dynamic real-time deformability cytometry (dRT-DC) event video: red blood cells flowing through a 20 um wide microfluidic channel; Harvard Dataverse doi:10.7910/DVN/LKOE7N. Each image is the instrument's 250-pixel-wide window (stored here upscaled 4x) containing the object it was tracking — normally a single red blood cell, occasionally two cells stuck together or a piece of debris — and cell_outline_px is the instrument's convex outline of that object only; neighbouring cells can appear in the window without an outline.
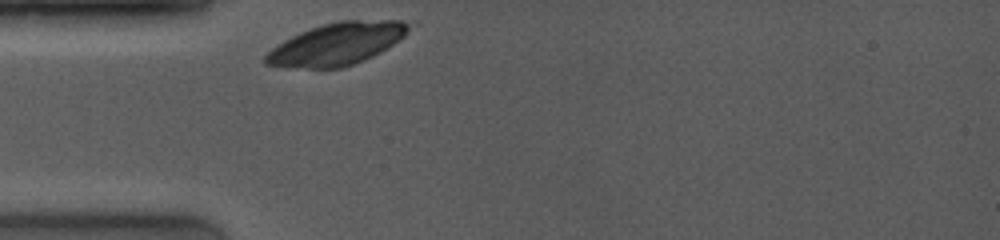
{"species": "common noctule bat (a hibernating species)", "species_latin": "Nyctalus noctula", "temperature_condition": "room temperature", "stored_images_in_passage": 1, "camera_frame_rate_fps": 4000, "um_per_image_px": 0.085, "animal": {"sex": "female", "body_mass_g": 19.0, "forearm_length_mm": 53.3}, "frame": {"image": 1, "passage_image": 1, "time_ms": 0.0, "image_size_px": [1000, 240], "cell_outline_px": [[408, 28], [404, 36], [380, 52], [364, 60], [340, 68], [288, 68], [264, 64], [264, 56], [272, 48], [284, 40], [300, 32], [324, 24], [340, 20], [400, 20], [408, 24]], "centroid_in_image_um": [28.57, 3.75], "position_along_channel_um": 56.4, "area_um2": 34.8}}